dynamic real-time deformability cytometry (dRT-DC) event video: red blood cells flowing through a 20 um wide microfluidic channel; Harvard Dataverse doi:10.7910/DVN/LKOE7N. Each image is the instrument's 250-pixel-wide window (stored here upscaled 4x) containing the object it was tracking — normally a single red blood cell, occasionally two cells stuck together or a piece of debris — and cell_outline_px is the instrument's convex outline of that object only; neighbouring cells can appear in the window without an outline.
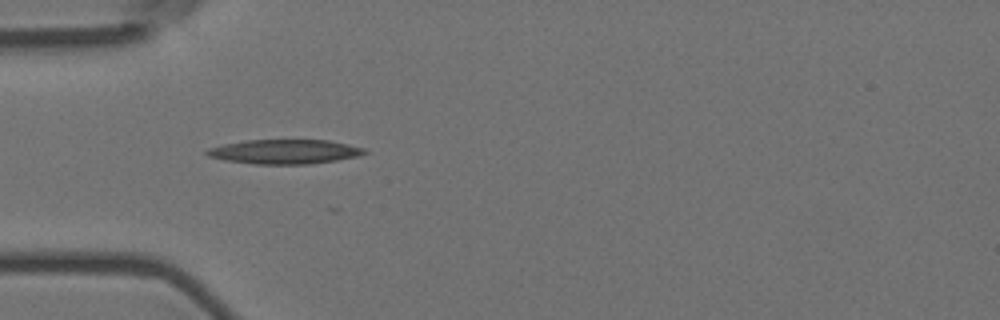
{"species": "Egyptian fruit bat (a non-hibernating species)", "species_latin": "Rousettus aegyptiacus", "temperature_condition": "room temperature", "stored_images_in_passage": 10, "camera_frame_rate_fps": 3000, "um_per_image_px": 0.085, "animal": {"sex": "female"}, "frame": {"image": 1, "passage_image": 4, "time_ms": 1.0, "image_size_px": [1000, 320], "cell_outline_px": [[368, 152], [356, 156], [336, 160], [308, 164], [252, 164], [224, 160], [208, 156], [204, 152], [208, 148], [224, 144], [248, 140], [328, 140], [348, 144], [364, 148]], "centroid_in_image_um": [24.16, 12.89], "position_along_channel_um": 60.8, "area_um2": 22.31}}
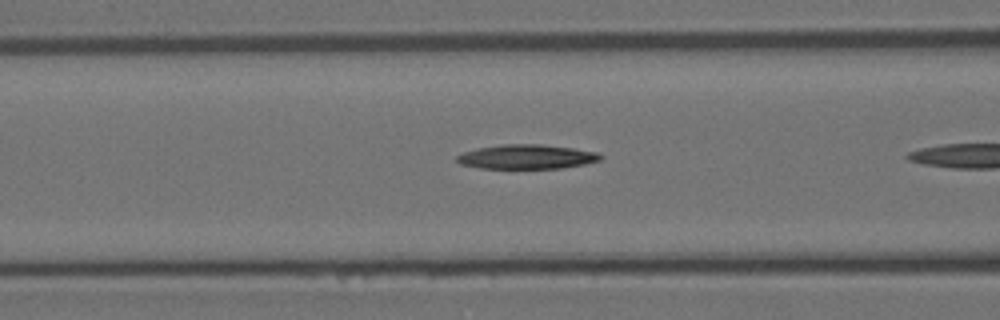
{"frame": {"image": 2, "passage_image": 6, "time_ms": 1.667, "image_size_px": [1000, 320], "cell_outline_px": [[604, 156], [600, 160], [584, 164], [560, 168], [480, 168], [460, 164], [456, 160], [456, 156], [464, 152], [476, 148], [504, 144], [540, 144], [572, 148], [596, 152]], "centroid_in_image_um": [44.75, 13.32], "position_along_channel_um": 121.9, "area_um2": 20.29}}
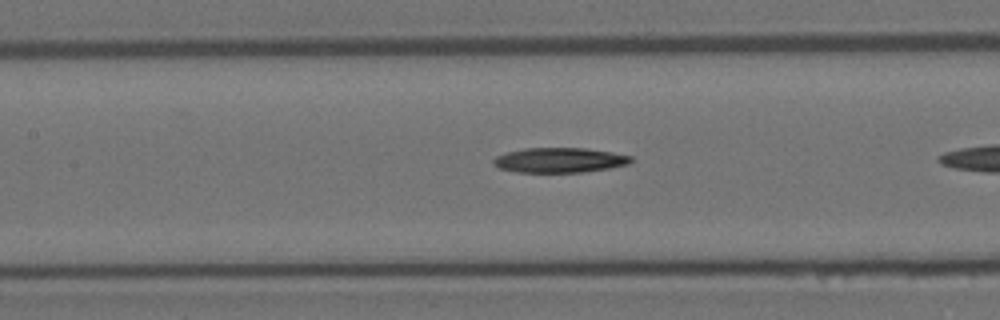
{"frame": {"image": 3, "passage_image": 9, "time_ms": 2.667, "image_size_px": [1000, 320], "cell_outline_px": [[632, 160], [628, 164], [612, 168], [584, 172], [516, 172], [500, 168], [492, 164], [492, 160], [496, 156], [508, 152], [524, 148], [584, 148], [612, 152], [632, 156]], "centroid_in_image_um": [47.57, 13.61], "position_along_channel_um": 159.8, "area_um2": 20.0}}